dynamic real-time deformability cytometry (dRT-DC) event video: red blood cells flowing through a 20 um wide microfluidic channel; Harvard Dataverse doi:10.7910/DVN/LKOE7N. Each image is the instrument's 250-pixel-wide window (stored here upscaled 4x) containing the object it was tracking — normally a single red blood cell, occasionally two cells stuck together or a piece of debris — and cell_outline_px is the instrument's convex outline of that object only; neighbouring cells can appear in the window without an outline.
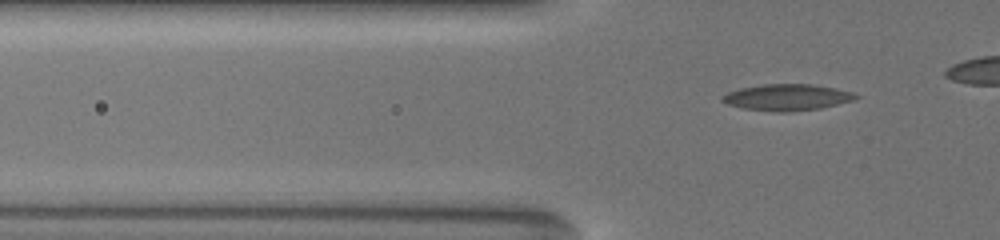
{"species": "common noctule bat (a hibernating species)", "species_latin": "Nyctalus noctula", "temperature_condition": "warm", "stored_images_in_passage": 47, "camera_frame_rate_fps": 3000, "um_per_image_px": 0.085, "animal": {"sex": "female", "body_mass_g": 19.5, "forearm_length_mm": 54.1}, "frame": {"image": 1, "passage_image": 20, "time_ms": 6.333, "image_size_px": [1000, 240], "cell_outline_px": [[860, 96], [852, 100], [820, 108], [788, 112], [772, 112], [744, 108], [728, 104], [720, 100], [728, 92], [740, 88], [760, 84], [812, 84], [832, 88], [848, 92]], "centroid_in_image_um": [66.84, 8.27], "position_along_channel_um": 59.0, "area_um2": 20.17}}
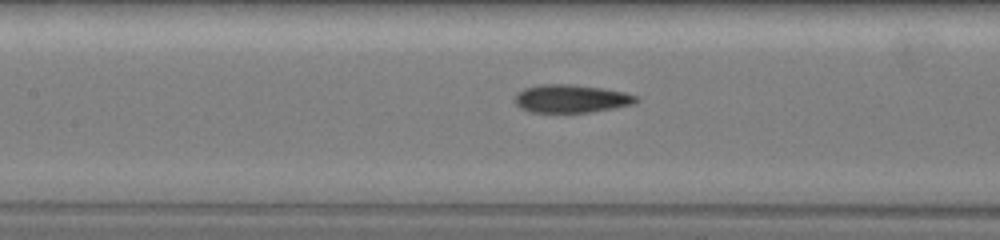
{"frame": {"image": 2, "passage_image": 30, "time_ms": 9.333, "image_size_px": [1000, 240], "cell_outline_px": [[636, 100], [632, 104], [588, 112], [532, 112], [516, 104], [516, 96], [524, 88], [540, 84], [572, 84], [600, 88], [624, 92], [636, 96]], "centroid_in_image_um": [48.52, 8.37], "position_along_channel_um": 158.9, "area_um2": 19.25}}
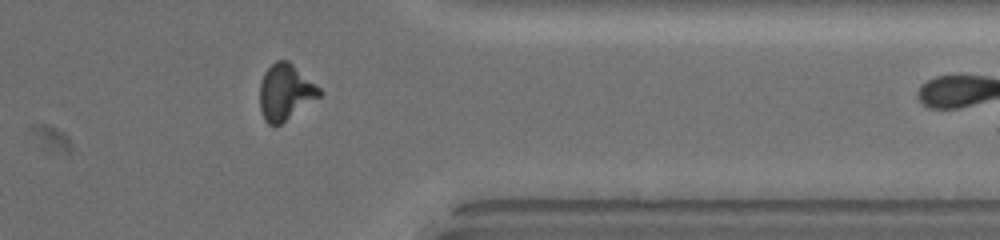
{"frame": {"image": 3, "passage_image": 46, "time_ms": 15.667, "image_size_px": [1000, 240], "cell_outline_px": [[320, 96], [276, 128], [272, 128], [264, 120], [260, 108], [260, 84], [264, 72], [276, 60], [288, 60], [320, 88]], "centroid_in_image_um": [24.22, 7.87], "position_along_channel_um": 387.2, "area_um2": 19.48}}